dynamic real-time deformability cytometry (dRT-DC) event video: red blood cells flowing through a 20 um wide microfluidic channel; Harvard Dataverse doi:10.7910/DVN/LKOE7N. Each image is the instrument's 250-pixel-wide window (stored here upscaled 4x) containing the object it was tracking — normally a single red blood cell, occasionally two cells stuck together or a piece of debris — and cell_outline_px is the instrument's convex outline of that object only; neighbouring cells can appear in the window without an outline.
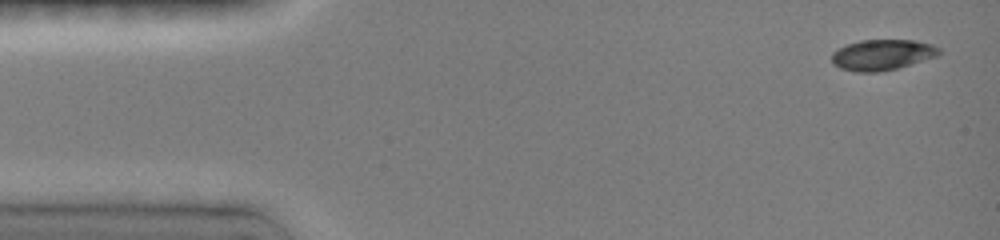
{"species": "common noctule bat (a hibernating species)", "species_latin": "Nyctalus noctula", "temperature_condition": "room temperature", "stored_images_in_passage": 25, "camera_frame_rate_fps": 3000, "um_per_image_px": 0.085, "animal": {"sex": "female", "body_mass_g": 19.0, "forearm_length_mm": 51.5}, "frame": {"image": 1, "passage_image": 1, "time_ms": 0.0, "image_size_px": [1000, 240], "cell_outline_px": [[940, 52], [936, 56], [884, 72], [856, 72], [840, 68], [832, 64], [832, 52], [848, 44], [860, 40], [916, 40], [932, 44], [940, 48]], "centroid_in_image_um": [74.98, 4.66], "position_along_channel_um": 10.0, "area_um2": 19.19}}
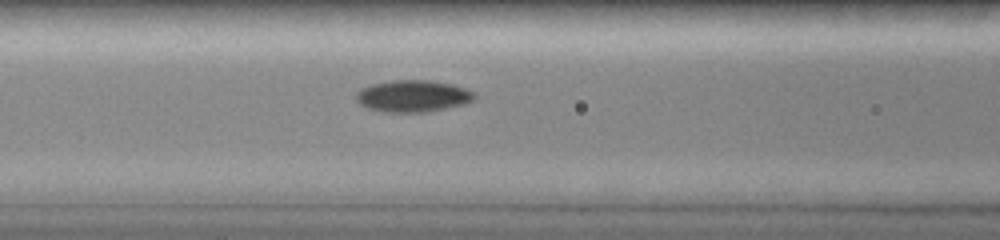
{"frame": {"image": 2, "passage_image": 10, "time_ms": 5.667, "image_size_px": [1000, 240], "cell_outline_px": [[476, 100], [464, 104], [428, 112], [380, 112], [368, 108], [360, 104], [356, 100], [356, 92], [372, 84], [392, 80], [432, 80], [452, 84], [464, 88], [472, 92], [476, 96]], "centroid_in_image_um": [35.1, 8.17], "position_along_channel_um": 131.5, "area_um2": 22.02}}
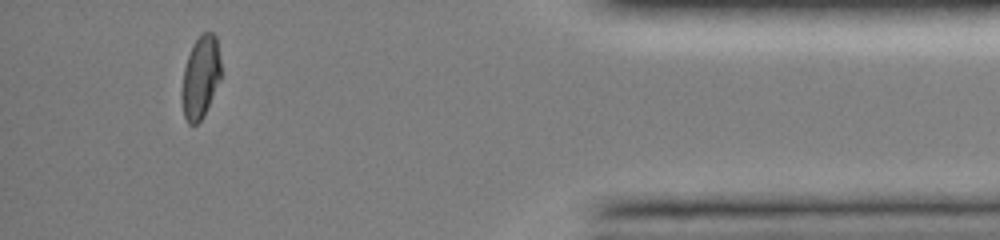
{"frame": {"image": 3, "passage_image": 23, "time_ms": 13.667, "image_size_px": [1000, 240], "cell_outline_px": [[220, 80], [204, 116], [196, 124], [188, 124], [184, 116], [180, 100], [180, 92], [184, 68], [188, 56], [200, 32], [212, 32], [216, 36], [220, 60]], "centroid_in_image_um": [17.02, 6.59], "position_along_channel_um": 418.2, "area_um2": 18.96}, "authors_computed_cell_mechanics": {"area_um2": 19.8254, "velocity_mm_per_s": 4.0639, "shape_relaxation_time_tau1_ms": 4.0865, "shape_relaxation_time_tau2_ms": 3.1159, "deformation_change_tau1": 0.1435, "deformation_change_tau2": 0.0405}}